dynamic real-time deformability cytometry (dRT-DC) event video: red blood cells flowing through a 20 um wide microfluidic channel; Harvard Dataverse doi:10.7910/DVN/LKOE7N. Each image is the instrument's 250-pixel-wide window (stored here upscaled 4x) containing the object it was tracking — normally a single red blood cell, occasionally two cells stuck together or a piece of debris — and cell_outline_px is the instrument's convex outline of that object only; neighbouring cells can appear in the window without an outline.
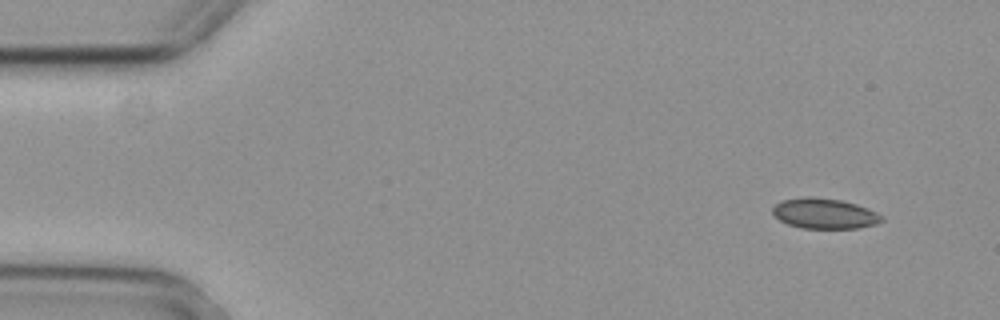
{"species": "common noctule bat (a hibernating species)", "species_latin": "Nyctalus noctula", "temperature_condition": "cold", "stored_images_in_passage": 6, "camera_frame_rate_fps": 3000, "um_per_image_px": 0.085, "animal": {"sex": "female", "body_mass_g": 29.2, "forearm_length_mm": 56.3}, "frame": {"image": 1, "passage_image": 1, "time_ms": 0.0, "image_size_px": [1000, 320], "cell_outline_px": [[884, 220], [876, 224], [856, 228], [800, 228], [788, 224], [780, 220], [772, 212], [772, 208], [780, 200], [804, 196], [812, 196], [840, 200], [856, 204], [868, 208], [876, 212]], "centroid_in_image_um": [70.05, 18.14], "position_along_channel_um": 15.0, "area_um2": 19.31}}
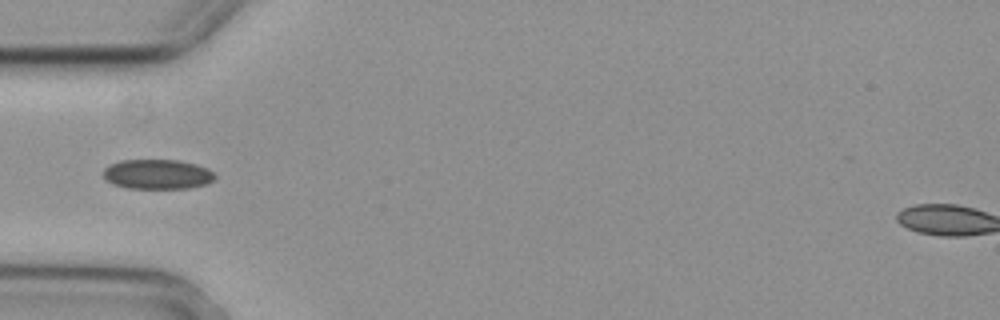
{"frame": {"image": 2, "passage_image": 4, "time_ms": 1.0, "image_size_px": [1000, 320], "cell_outline_px": [[216, 176], [208, 184], [188, 188], [128, 188], [112, 184], [104, 176], [104, 168], [120, 160], [180, 160], [196, 164], [208, 168]], "centroid_in_image_um": [13.4, 14.81], "position_along_channel_um": 71.6, "area_um2": 19.31}}
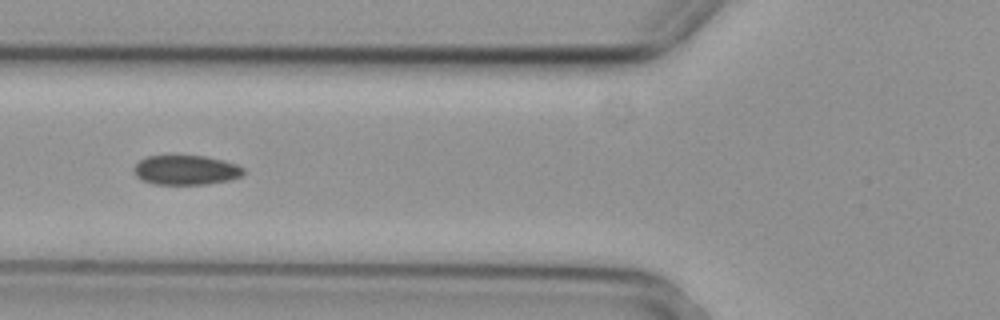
{"frame": {"image": 3, "passage_image": 5, "time_ms": 1.333, "image_size_px": [1000, 320], "cell_outline_px": [[244, 172], [240, 176], [228, 180], [208, 184], [156, 184], [144, 180], [136, 176], [132, 168], [140, 160], [148, 156], [204, 156], [224, 160], [236, 164], [244, 168]], "centroid_in_image_um": [15.81, 14.45], "position_along_channel_um": 110.0, "area_um2": 18.73}}